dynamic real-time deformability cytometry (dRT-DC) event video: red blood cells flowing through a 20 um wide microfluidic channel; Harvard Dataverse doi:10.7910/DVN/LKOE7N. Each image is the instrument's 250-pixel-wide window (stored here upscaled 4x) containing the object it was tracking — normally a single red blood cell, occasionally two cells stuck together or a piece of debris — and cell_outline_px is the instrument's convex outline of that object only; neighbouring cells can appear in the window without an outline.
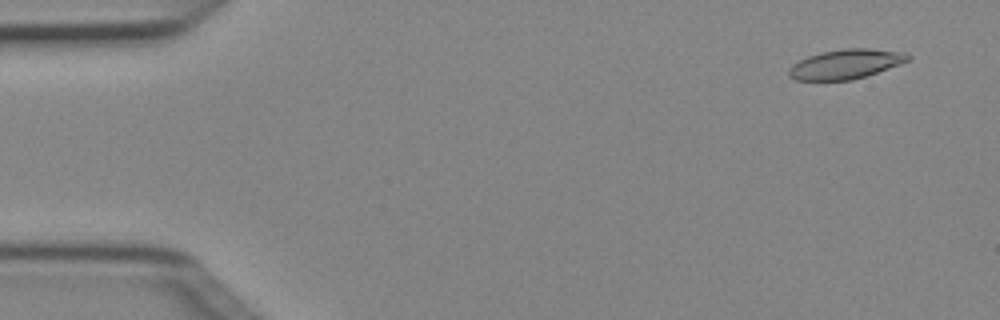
{"species": "Egyptian fruit bat (a non-hibernating species)", "species_latin": "Rousettus aegyptiacus", "temperature_condition": "cold", "stored_images_in_passage": 5, "camera_frame_rate_fps": 3000, "um_per_image_px": 0.085, "animal": {"sex": "female"}, "frame": {"image": 1, "passage_image": 1, "time_ms": 0.0, "image_size_px": [1000, 320], "cell_outline_px": [[912, 56], [908, 60], [900, 64], [852, 80], [796, 80], [788, 76], [788, 68], [792, 64], [808, 56], [820, 52], [844, 48], [868, 48], [904, 52]], "centroid_in_image_um": [71.85, 5.44], "position_along_channel_um": 13.1, "area_um2": 20.46}}
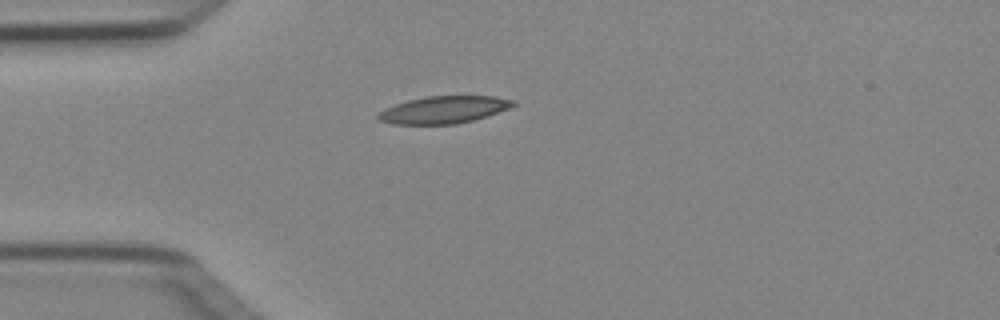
{"frame": {"image": 2, "passage_image": 4, "time_ms": 1.0, "image_size_px": [1000, 320], "cell_outline_px": [[516, 104], [508, 108], [488, 116], [456, 124], [392, 124], [380, 120], [376, 116], [384, 108], [408, 100], [428, 96], [496, 96], [516, 100]], "centroid_in_image_um": [37.74, 9.32], "position_along_channel_um": 47.3, "area_um2": 21.39}}